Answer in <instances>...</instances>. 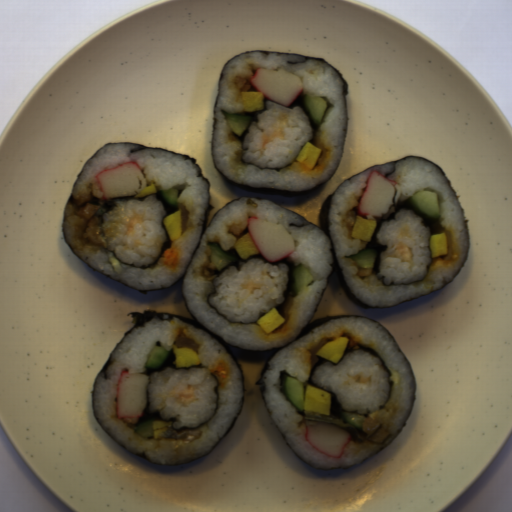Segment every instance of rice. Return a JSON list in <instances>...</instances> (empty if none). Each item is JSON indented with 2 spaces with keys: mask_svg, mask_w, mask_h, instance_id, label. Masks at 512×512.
<instances>
[{
  "mask_svg": "<svg viewBox=\"0 0 512 512\" xmlns=\"http://www.w3.org/2000/svg\"><path fill=\"white\" fill-rule=\"evenodd\" d=\"M350 338L348 344L357 342L371 344L383 357L392 370L395 381L394 393L385 409L373 411L369 416L388 418L390 436L384 443L366 440V433L353 425L345 424L326 415L306 413L300 417L285 400L279 390V372L288 371L289 376H296L304 382L309 370L316 361V352L326 342L340 336ZM270 368L264 374L266 393L272 416L297 455L312 466L342 467L354 465L382 448L399 431L406 420L412 403L410 392L409 366L395 342L373 321L357 318H338L313 329L312 334L288 345L279 351L270 361ZM334 423L349 430L343 459L329 458L311 448L304 437L305 427L315 421Z\"/></svg>",
  "mask_w": 512,
  "mask_h": 512,
  "instance_id": "rice-6",
  "label": "rice"
},
{
  "mask_svg": "<svg viewBox=\"0 0 512 512\" xmlns=\"http://www.w3.org/2000/svg\"><path fill=\"white\" fill-rule=\"evenodd\" d=\"M266 105V110L258 116L259 123L249 126V134L244 141L249 150L244 153L243 159L246 163L276 168L295 161L302 148L313 137V133L309 119L300 107L287 108L270 99ZM279 112L288 115L292 125L291 128L285 127L286 140L274 139L262 151V134L271 133L278 125Z\"/></svg>",
  "mask_w": 512,
  "mask_h": 512,
  "instance_id": "rice-11",
  "label": "rice"
},
{
  "mask_svg": "<svg viewBox=\"0 0 512 512\" xmlns=\"http://www.w3.org/2000/svg\"><path fill=\"white\" fill-rule=\"evenodd\" d=\"M422 218L413 211L400 209L396 219L383 222L377 235L379 242L388 246L381 252L380 272L385 275V283L392 281L409 284L421 280L427 273L426 265L431 264V231L422 225ZM405 242L414 251L413 262H402L397 257H391L396 243Z\"/></svg>",
  "mask_w": 512,
  "mask_h": 512,
  "instance_id": "rice-12",
  "label": "rice"
},
{
  "mask_svg": "<svg viewBox=\"0 0 512 512\" xmlns=\"http://www.w3.org/2000/svg\"><path fill=\"white\" fill-rule=\"evenodd\" d=\"M170 351L169 358L158 369L144 366L154 345ZM190 346L201 357L200 366L175 368L172 346ZM218 358L230 363V375L225 387L209 372ZM141 372L149 377L147 405L137 423L161 419L172 422L159 439H142L127 423L115 419L117 378L123 369ZM108 378L97 377L94 395L96 413L102 424L132 451H142L151 459L163 463H181L209 454L233 420L242 396L241 371L224 349L208 332L178 318L159 319L156 316L143 328L129 333L113 355L107 369ZM194 387L196 402L186 408L170 396L173 388Z\"/></svg>",
  "mask_w": 512,
  "mask_h": 512,
  "instance_id": "rice-1",
  "label": "rice"
},
{
  "mask_svg": "<svg viewBox=\"0 0 512 512\" xmlns=\"http://www.w3.org/2000/svg\"><path fill=\"white\" fill-rule=\"evenodd\" d=\"M372 170L382 174L391 170L389 166H377L349 178L335 192L329 212L330 233L334 241L338 264L354 294L371 305L396 304L408 298L441 289L460 269L468 253V236L461 206L453 192L447 176L433 163L422 158H408L398 162L395 171L386 176L398 182L395 185L393 204L400 194L413 196L416 192L434 189L438 195L444 230L448 240V253L432 258L426 277L412 285H383L371 268H360L355 260L348 258L365 249V242L353 238L356 217L362 216L356 208L360 203L367 178Z\"/></svg>",
  "mask_w": 512,
  "mask_h": 512,
  "instance_id": "rice-5",
  "label": "rice"
},
{
  "mask_svg": "<svg viewBox=\"0 0 512 512\" xmlns=\"http://www.w3.org/2000/svg\"><path fill=\"white\" fill-rule=\"evenodd\" d=\"M209 367L193 365L190 368H166L161 372L148 374V393L150 412L159 409L164 419L176 416L177 422L173 428L196 427L210 419L218 405L215 388L220 385V379L215 377ZM194 387L197 395L196 402L186 408L170 396L173 388Z\"/></svg>",
  "mask_w": 512,
  "mask_h": 512,
  "instance_id": "rice-9",
  "label": "rice"
},
{
  "mask_svg": "<svg viewBox=\"0 0 512 512\" xmlns=\"http://www.w3.org/2000/svg\"><path fill=\"white\" fill-rule=\"evenodd\" d=\"M283 224L293 235L297 246L286 258L295 265L303 263L312 272L314 283L294 293L287 303L282 326L266 334L259 325H231L206 304L214 286L211 279L215 267L208 260L211 250L206 243L217 242L224 250L234 246L247 230L251 215ZM332 260L329 238L308 220L265 200L240 198L218 211L202 237L187 268L183 292L188 308L196 318L222 338L234 345L253 351H268L296 339L302 328L312 319L331 273Z\"/></svg>",
  "mask_w": 512,
  "mask_h": 512,
  "instance_id": "rice-3",
  "label": "rice"
},
{
  "mask_svg": "<svg viewBox=\"0 0 512 512\" xmlns=\"http://www.w3.org/2000/svg\"><path fill=\"white\" fill-rule=\"evenodd\" d=\"M104 214L101 226L110 249L125 263L148 266L159 256L166 233L161 219L166 210L155 195L144 201L117 200Z\"/></svg>",
  "mask_w": 512,
  "mask_h": 512,
  "instance_id": "rice-8",
  "label": "rice"
},
{
  "mask_svg": "<svg viewBox=\"0 0 512 512\" xmlns=\"http://www.w3.org/2000/svg\"><path fill=\"white\" fill-rule=\"evenodd\" d=\"M288 267L268 265L250 259L241 271L228 268L214 280L221 284L208 298L209 303L233 322H251L260 312H269L277 302L285 301L283 293L288 282Z\"/></svg>",
  "mask_w": 512,
  "mask_h": 512,
  "instance_id": "rice-7",
  "label": "rice"
},
{
  "mask_svg": "<svg viewBox=\"0 0 512 512\" xmlns=\"http://www.w3.org/2000/svg\"><path fill=\"white\" fill-rule=\"evenodd\" d=\"M372 375L370 384H345L343 381L349 373ZM311 379L314 383L330 387L337 395L340 404L346 409H366L376 411L382 404L390 389L388 372L381 367V361L362 350L344 353L338 366L325 362L315 369Z\"/></svg>",
  "mask_w": 512,
  "mask_h": 512,
  "instance_id": "rice-10",
  "label": "rice"
},
{
  "mask_svg": "<svg viewBox=\"0 0 512 512\" xmlns=\"http://www.w3.org/2000/svg\"><path fill=\"white\" fill-rule=\"evenodd\" d=\"M394 209H395L394 206L390 207V209L386 213H384L382 216H384L385 218H388L391 214H393Z\"/></svg>",
  "mask_w": 512,
  "mask_h": 512,
  "instance_id": "rice-13",
  "label": "rice"
},
{
  "mask_svg": "<svg viewBox=\"0 0 512 512\" xmlns=\"http://www.w3.org/2000/svg\"><path fill=\"white\" fill-rule=\"evenodd\" d=\"M256 59L267 68L283 66L300 76L304 89L290 107H300L307 115L312 128L313 137L309 142L321 150L315 167L311 170L304 164L293 161L279 167H261L254 163L244 162L243 156L248 147L244 145L249 134V126L259 123L258 116L266 110L267 101L264 97L263 110L245 112L242 102H235L229 85V77L243 71L247 65L246 58ZM288 61H303L302 57L282 56L278 54L264 55L250 52L231 59L225 68V79L221 82L222 94L217 106L216 115L219 119L215 128L214 159L228 178L238 183L250 184L253 187L269 185L280 189L305 190L316 186L334 170L340 157L346 133V115L343 99L342 83L337 74L327 65L317 61H306L299 64ZM315 94L328 101L327 109L321 125H316L310 118L303 102L306 93ZM223 111L252 115L242 136H238L229 126Z\"/></svg>",
  "mask_w": 512,
  "mask_h": 512,
  "instance_id": "rice-4",
  "label": "rice"
},
{
  "mask_svg": "<svg viewBox=\"0 0 512 512\" xmlns=\"http://www.w3.org/2000/svg\"><path fill=\"white\" fill-rule=\"evenodd\" d=\"M134 148L135 144H106L86 164L73 189L74 199L65 211L64 234L75 254L118 280L139 290L169 286L185 275L191 255L199 243L209 185L197 176V169L188 159L165 151H132ZM129 160L140 165L147 185L154 183L157 191L179 189L177 203L183 210V225L179 239L172 240L180 252L176 269L165 266L161 258L154 268L141 270L121 265L115 270L108 259V250H113L108 245L99 217L105 212L102 205L106 200L102 198L94 174Z\"/></svg>",
  "mask_w": 512,
  "mask_h": 512,
  "instance_id": "rice-2",
  "label": "rice"
}]
</instances>
